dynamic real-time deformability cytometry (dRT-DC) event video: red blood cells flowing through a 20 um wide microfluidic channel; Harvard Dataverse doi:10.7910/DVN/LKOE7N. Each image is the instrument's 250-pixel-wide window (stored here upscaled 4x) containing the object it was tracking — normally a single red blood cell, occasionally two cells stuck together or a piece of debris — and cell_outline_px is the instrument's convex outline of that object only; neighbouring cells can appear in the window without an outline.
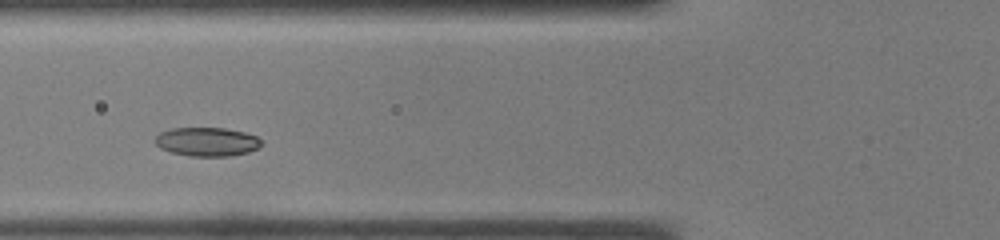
{"species": "common noctule bat (a hibernating species)", "species_latin": "Nyctalus noctula", "temperature_condition": "warm", "stored_images_in_passage": 26, "camera_frame_rate_fps": 3000, "um_per_image_px": 0.085, "animal": {"sex": "male", "body_mass_g": 19.0, "forearm_length_mm": 50.8}, "frame": {"image": 1, "passage_image": 7, "time_ms": 2.0, "image_size_px": [1000, 240], "cell_outline_px": [[264, 140], [256, 148], [248, 152], [228, 156], [188, 156], [172, 152], [160, 148], [152, 140], [160, 132], [172, 128], [224, 128], [244, 132], [256, 136]], "centroid_in_image_um": [17.56, 12.04], "position_along_channel_um": 108.2, "area_um2": 17.86}}
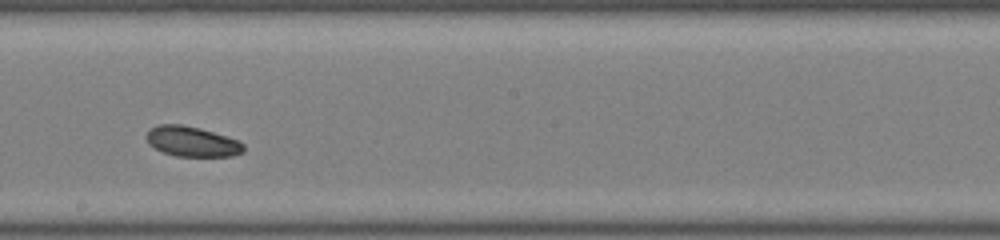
{"frame": {"image": 2, "passage_image": 14, "time_ms": 4.333, "image_size_px": [1000, 240], "cell_outline_px": [[244, 152], [232, 156], [176, 156], [164, 152], [148, 144], [144, 136], [148, 128], [160, 124], [180, 124], [200, 128], [240, 140], [244, 144]], "centroid_in_image_um": [16.3, 12.02], "position_along_channel_um": 231.9, "area_um2": 17.28}}
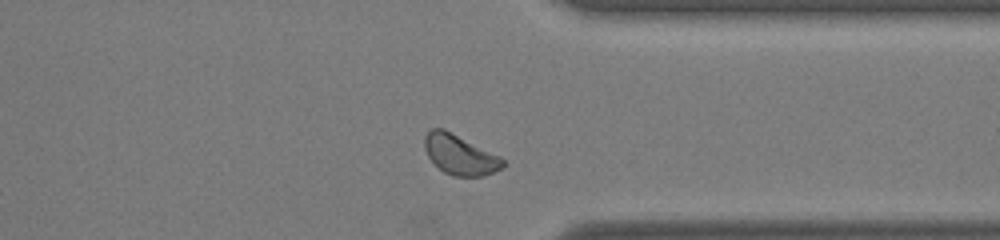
{"frame": {"image": 3, "passage_image": 22, "time_ms": 7.0, "image_size_px": [1000, 240], "cell_outline_px": [[508, 164], [504, 168], [484, 176], [452, 176], [444, 172], [428, 156], [424, 148], [424, 136], [432, 128], [444, 128], [500, 156]], "centroid_in_image_um": [39.13, 13.15], "position_along_channel_um": 372.3, "area_um2": 18.32}}